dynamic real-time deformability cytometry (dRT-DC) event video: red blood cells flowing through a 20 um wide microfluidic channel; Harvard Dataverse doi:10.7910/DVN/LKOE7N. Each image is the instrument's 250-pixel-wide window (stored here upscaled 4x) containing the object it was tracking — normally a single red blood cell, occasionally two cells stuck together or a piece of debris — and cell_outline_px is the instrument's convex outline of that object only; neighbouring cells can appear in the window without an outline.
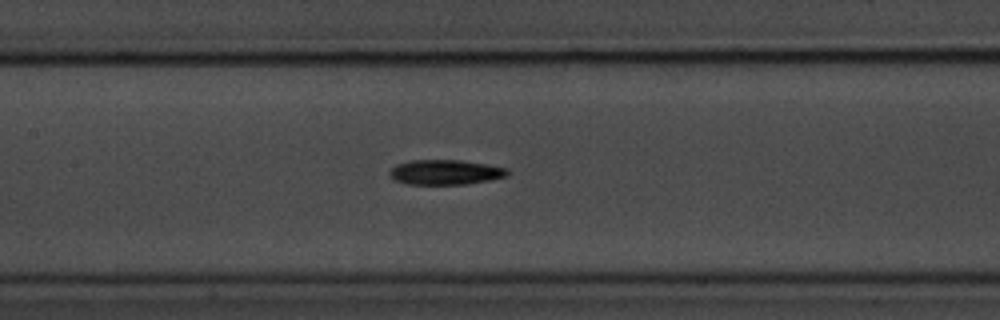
{"species": "common noctule bat (a hibernating species)", "species_latin": "Nyctalus noctula", "temperature_condition": "room temperature", "stored_images_in_passage": 34, "camera_frame_rate_fps": 3000, "um_per_image_px": 0.085, "animal": {"sex": "male", "body_mass_g": 20.1, "forearm_length_mm": 53.5}, "frame": {"image": 1, "passage_image": 15, "time_ms": 4.667, "image_size_px": [1000, 320], "cell_outline_px": [[508, 172], [504, 176], [492, 180], [464, 184], [408, 184], [396, 180], [388, 176], [388, 172], [396, 164], [412, 160], [460, 160], [488, 164], [508, 168]], "centroid_in_image_um": [37.84, 14.63], "position_along_channel_um": 169.6, "area_um2": 17.11}}